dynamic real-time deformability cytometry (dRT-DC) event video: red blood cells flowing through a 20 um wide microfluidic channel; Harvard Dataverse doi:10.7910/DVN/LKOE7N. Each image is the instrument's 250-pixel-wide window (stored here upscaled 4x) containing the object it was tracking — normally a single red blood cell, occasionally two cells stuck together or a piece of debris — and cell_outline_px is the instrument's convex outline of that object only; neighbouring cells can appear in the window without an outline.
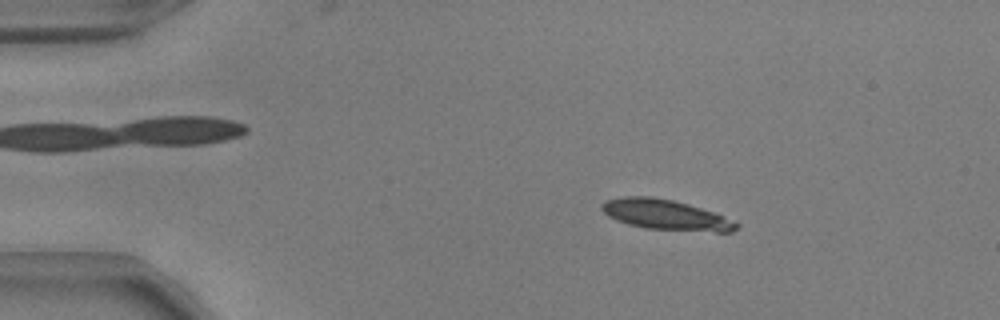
{"species": "common noctule bat (a hibernating species)", "species_latin": "Nyctalus noctula", "temperature_condition": "warm", "stored_images_in_passage": 8, "camera_frame_rate_fps": 3000, "um_per_image_px": 0.085, "animal": {"sex": "male", "body_mass_g": 17.9, "forearm_length_mm": 54.2}, "frame": {"image": 1, "passage_image": 1, "time_ms": 0.0, "image_size_px": [1000, 320], "cell_outline_px": [[740, 224], [732, 232], [716, 232], [644, 228], [628, 224], [616, 220], [608, 216], [600, 208], [600, 204], [604, 200], [624, 196], [652, 196], [672, 200], [688, 204], [712, 212]], "centroid_in_image_um": [56.52, 18.25], "position_along_channel_um": 28.5, "area_um2": 23.64}}